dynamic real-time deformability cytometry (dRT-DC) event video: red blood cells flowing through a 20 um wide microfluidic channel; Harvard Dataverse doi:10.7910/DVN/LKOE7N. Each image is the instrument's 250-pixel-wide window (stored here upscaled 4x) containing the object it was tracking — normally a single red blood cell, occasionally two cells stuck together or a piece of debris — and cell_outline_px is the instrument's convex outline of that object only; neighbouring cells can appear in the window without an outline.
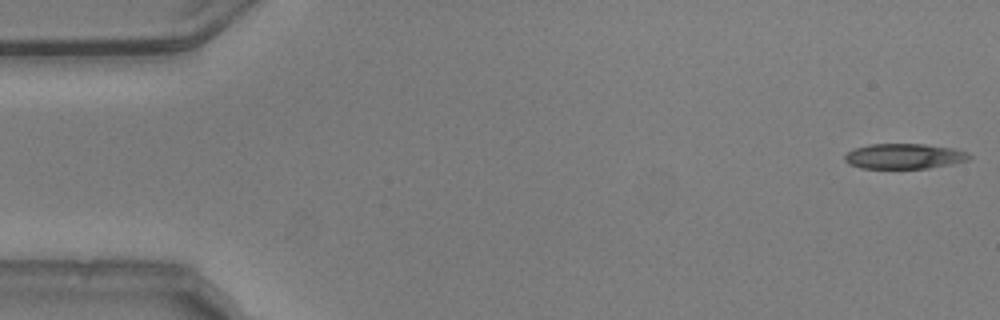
{"species": "common noctule bat (a hibernating species)", "species_latin": "Nyctalus noctula", "temperature_condition": "warm", "stored_images_in_passage": 10, "camera_frame_rate_fps": 3000, "um_per_image_px": 0.085, "animal": {"sex": "male", "body_mass_g": 20.5, "forearm_length_mm": 52.5}, "frame": {"image": 1, "passage_image": 1, "time_ms": 0.0, "image_size_px": [1000, 320], "cell_outline_px": [[972, 156], [968, 160], [952, 164], [928, 168], [860, 168], [848, 164], [844, 160], [844, 156], [852, 148], [868, 144], [924, 144], [952, 148], [968, 152]], "centroid_in_image_um": [76.83, 13.27], "position_along_channel_um": 8.2, "area_um2": 18.44}}